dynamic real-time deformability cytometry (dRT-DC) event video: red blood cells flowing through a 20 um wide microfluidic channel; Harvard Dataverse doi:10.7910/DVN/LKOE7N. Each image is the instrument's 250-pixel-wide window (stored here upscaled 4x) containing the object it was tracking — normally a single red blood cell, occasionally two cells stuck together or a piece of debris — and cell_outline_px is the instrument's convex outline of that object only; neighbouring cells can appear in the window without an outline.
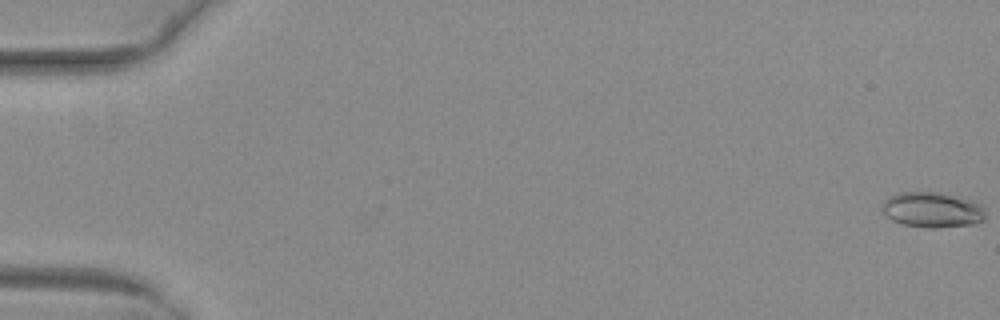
{"species": "common noctule bat (a hibernating species)", "species_latin": "Nyctalus noctula", "temperature_condition": "warm", "stored_images_in_passage": 17, "camera_frame_rate_fps": 3000, "um_per_image_px": 0.085, "animal": {"sex": "female", "body_mass_g": 29.2, "forearm_length_mm": 56.3}, "frame": {"image": 1, "passage_image": 1, "time_ms": 0.0, "image_size_px": [1000, 320], "cell_outline_px": [[984, 220], [976, 224], [936, 228], [928, 228], [900, 224], [892, 220], [880, 208], [880, 204], [888, 196], [896, 192], [944, 192], [960, 196], [972, 200], [980, 204], [984, 208]], "centroid_in_image_um": [79.23, 17.82], "position_along_channel_um": 5.8, "area_um2": 21.85}}
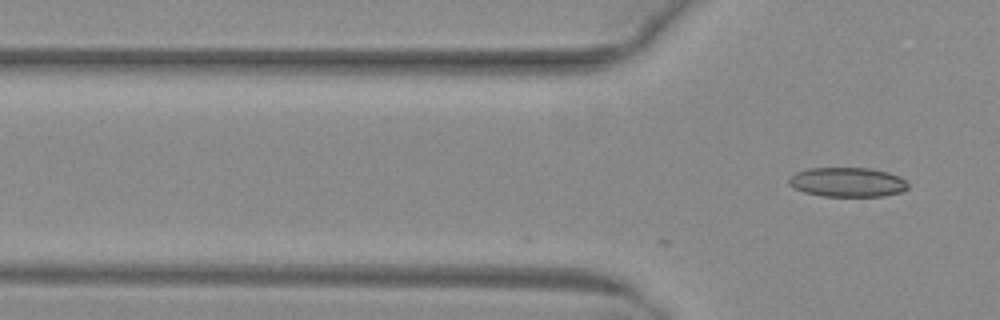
{"frame": {"image": 2, "passage_image": 17, "time_ms": 5.333, "image_size_px": [1000, 320], "cell_outline_px": [[908, 188], [900, 192], [884, 196], [820, 196], [804, 192], [788, 184], [788, 180], [796, 172], [808, 168], [872, 168], [888, 172], [904, 180], [908, 184]], "centroid_in_image_um": [72.02, 15.48], "position_along_channel_um": 53.8, "area_um2": 20.35}}